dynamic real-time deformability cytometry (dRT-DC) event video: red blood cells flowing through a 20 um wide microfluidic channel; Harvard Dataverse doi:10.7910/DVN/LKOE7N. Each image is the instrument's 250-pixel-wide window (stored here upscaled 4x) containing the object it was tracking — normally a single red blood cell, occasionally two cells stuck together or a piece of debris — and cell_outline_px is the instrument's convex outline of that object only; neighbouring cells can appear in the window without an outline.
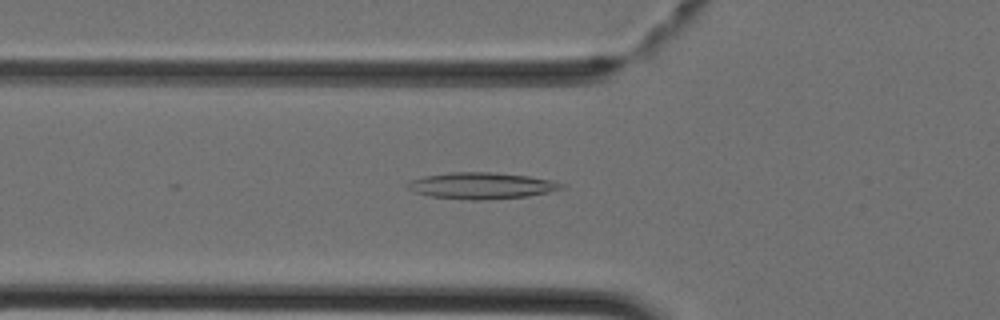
{"species": "Egyptian fruit bat (a non-hibernating species)", "species_latin": "Rousettus aegyptiacus", "temperature_condition": "cold", "stored_images_in_passage": 19, "camera_frame_rate_fps": 3000, "um_per_image_px": 0.085, "animal": {"sex": "female"}, "frame": {"image": 1, "passage_image": 13, "time_ms": 4.0, "image_size_px": [1000, 320], "cell_outline_px": [[564, 188], [548, 192], [528, 196], [484, 200], [472, 200], [432, 196], [416, 192], [408, 188], [404, 184], [408, 180], [424, 176], [452, 172], [488, 172], [528, 176], [548, 180], [564, 184]], "centroid_in_image_um": [40.88, 15.78], "position_along_channel_um": 84.9, "area_um2": 23.47}}
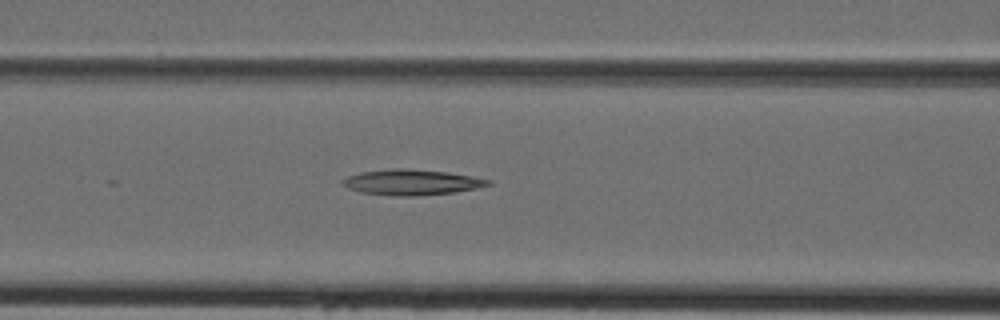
{"frame": {"image": 2, "passage_image": 16, "time_ms": 5.0, "image_size_px": [1000, 320], "cell_outline_px": [[492, 184], [476, 188], [456, 192], [416, 196], [396, 196], [360, 192], [348, 188], [340, 180], [348, 176], [360, 172], [392, 168], [408, 168], [448, 172], [472, 176], [492, 180]], "centroid_in_image_um": [35.0, 15.48], "position_along_channel_um": 131.6, "area_um2": 21.79}}
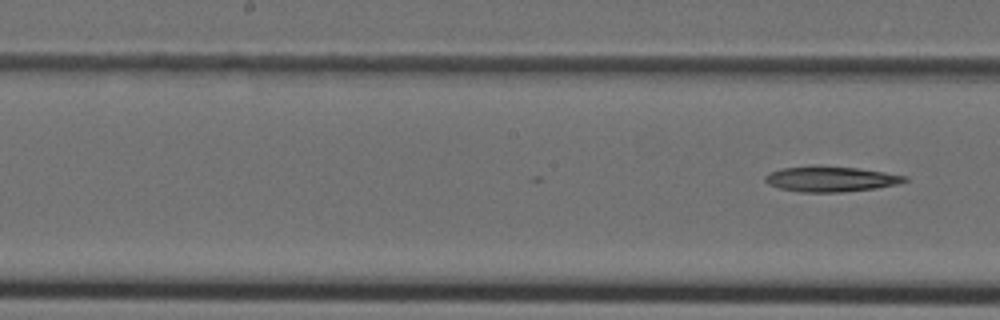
{"frame": {"image": 3, "passage_image": 19, "time_ms": 6.0, "image_size_px": [1000, 320], "cell_outline_px": [[908, 180], [896, 184], [876, 188], [840, 192], [800, 192], [780, 188], [768, 184], [764, 180], [764, 176], [768, 172], [780, 168], [812, 164], [816, 164], [856, 168], [884, 172], [908, 176]], "centroid_in_image_um": [70.54, 15.19], "position_along_channel_um": 177.7, "area_um2": 20.98}}